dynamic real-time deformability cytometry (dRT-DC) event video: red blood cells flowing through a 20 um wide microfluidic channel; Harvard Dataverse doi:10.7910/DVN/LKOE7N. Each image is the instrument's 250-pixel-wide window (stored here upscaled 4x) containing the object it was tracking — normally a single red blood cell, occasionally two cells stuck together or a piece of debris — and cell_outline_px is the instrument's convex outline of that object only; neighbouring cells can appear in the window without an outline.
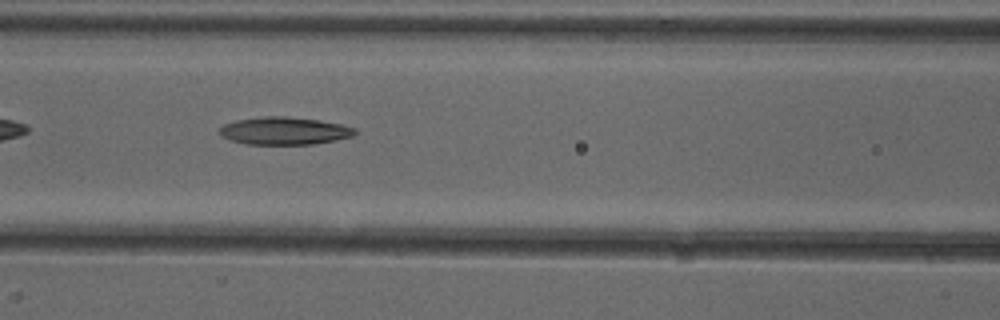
{"species": "common noctule bat (a hibernating species)", "species_latin": "Nyctalus noctula", "temperature_condition": "cold", "stored_images_in_passage": 50, "camera_frame_rate_fps": 3000, "um_per_image_px": 0.085, "animal": {"sex": "female"}, "frame": {"image": 1, "passage_image": 22, "time_ms": 7.0, "image_size_px": [1000, 320], "cell_outline_px": [[356, 132], [352, 136], [336, 140], [312, 144], [248, 144], [232, 140], [220, 136], [216, 132], [224, 124], [236, 120], [264, 116], [284, 116], [320, 120], [340, 124], [356, 128]], "centroid_in_image_um": [24.14, 11.12], "position_along_channel_um": 142.5, "area_um2": 21.79}}
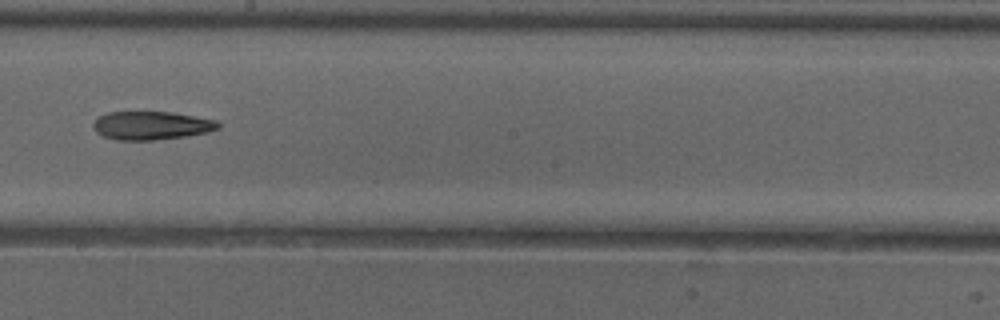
{"frame": {"image": 2, "passage_image": 29, "time_ms": 9.333, "image_size_px": [1000, 320], "cell_outline_px": [[220, 128], [208, 132], [184, 136], [156, 140], [116, 140], [104, 136], [96, 132], [92, 124], [100, 116], [108, 112], [172, 112], [216, 120], [220, 124]], "centroid_in_image_um": [12.88, 10.67], "position_along_channel_um": 235.3, "area_um2": 20.58}}
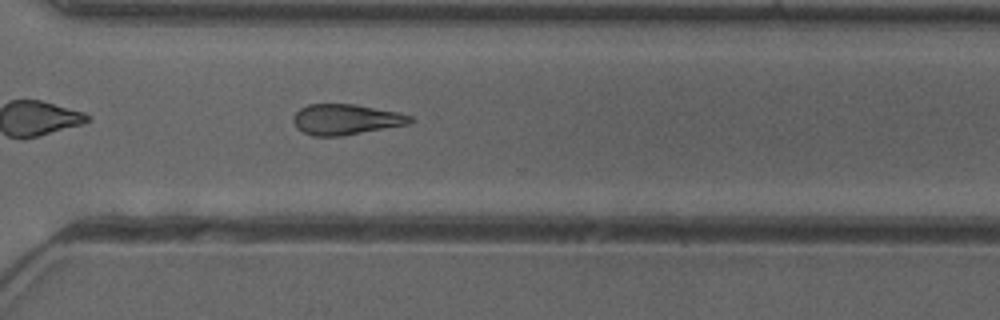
{"frame": {"image": 3, "passage_image": 37, "time_ms": 12.0, "image_size_px": [1000, 320], "cell_outline_px": [[416, 120], [408, 124], [340, 136], [312, 136], [296, 128], [292, 120], [292, 116], [300, 108], [308, 104], [356, 104], [400, 112], [412, 116]], "centroid_in_image_um": [29.4, 10.14], "position_along_channel_um": 341.2, "area_um2": 20.98}}